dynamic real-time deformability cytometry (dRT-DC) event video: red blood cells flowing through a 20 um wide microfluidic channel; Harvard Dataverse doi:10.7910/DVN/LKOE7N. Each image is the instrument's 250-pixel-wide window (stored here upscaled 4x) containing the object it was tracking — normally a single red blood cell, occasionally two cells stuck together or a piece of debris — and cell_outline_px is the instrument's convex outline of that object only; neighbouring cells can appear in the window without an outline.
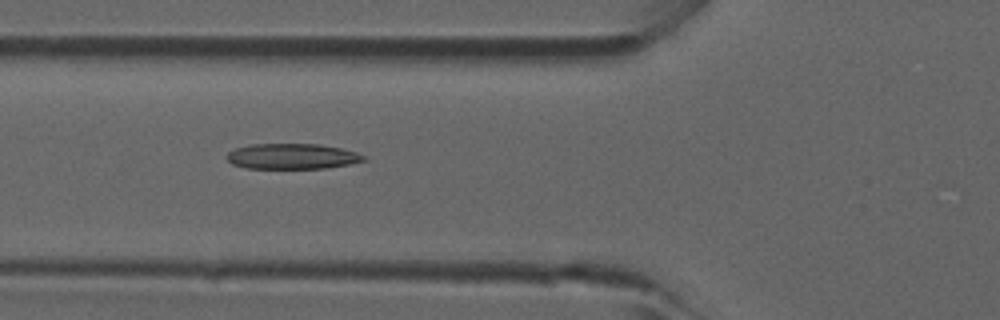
{"species": "common noctule bat (a hibernating species)", "species_latin": "Nyctalus noctula", "temperature_condition": "room temperature", "stored_images_in_passage": 32, "camera_frame_rate_fps": 3000, "um_per_image_px": 0.085, "animal": {"sex": "male", "forearm_length_mm": 52.5}, "frame": {"image": 1, "passage_image": 5, "time_ms": 1.333, "image_size_px": [1000, 320], "cell_outline_px": [[368, 160], [328, 168], [244, 168], [232, 164], [224, 156], [228, 152], [236, 148], [252, 144], [320, 144], [340, 148], [356, 152], [368, 156]], "centroid_in_image_um": [24.85, 13.29], "position_along_channel_um": 101.0, "area_um2": 20.46}}
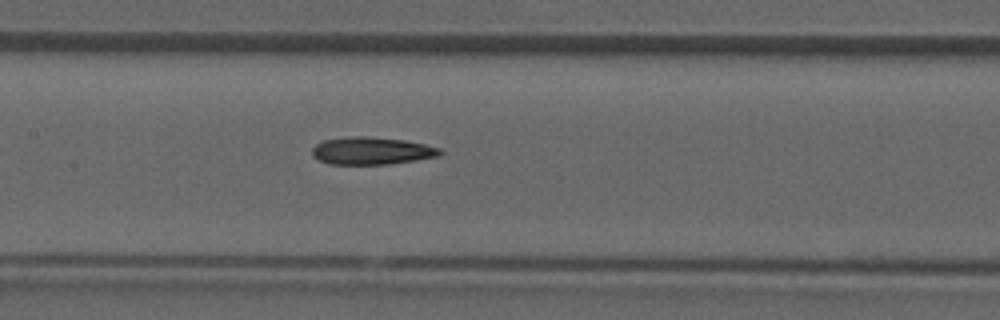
{"frame": {"image": 2, "passage_image": 10, "time_ms": 3.0, "image_size_px": [1000, 320], "cell_outline_px": [[444, 152], [440, 156], [388, 164], [328, 164], [312, 156], [312, 148], [316, 144], [324, 140], [352, 136], [364, 136], [404, 140], [424, 144], [440, 148]], "centroid_in_image_um": [31.59, 12.82], "position_along_channel_um": 175.8, "area_um2": 20.4}}